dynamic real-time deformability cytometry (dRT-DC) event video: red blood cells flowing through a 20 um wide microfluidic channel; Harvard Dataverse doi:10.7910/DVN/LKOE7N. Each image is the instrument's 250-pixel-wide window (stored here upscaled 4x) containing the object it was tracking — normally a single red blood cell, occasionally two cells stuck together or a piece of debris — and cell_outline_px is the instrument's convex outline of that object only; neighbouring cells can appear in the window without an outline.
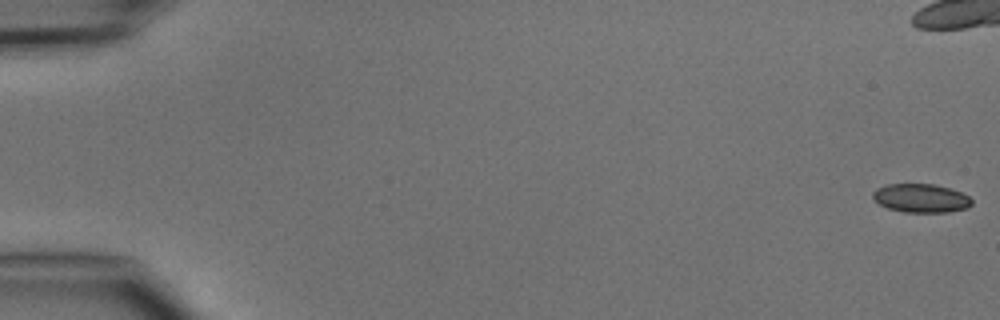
{"species": "common noctule bat (a hibernating species)", "species_latin": "Nyctalus noctula", "temperature_condition": "cold", "stored_images_in_passage": 6, "camera_frame_rate_fps": 3000, "um_per_image_px": 0.085, "animal": {"sex": "male", "body_mass_g": 15.6}, "frame": {"image": 1, "passage_image": 1, "time_ms": 0.0, "image_size_px": [1000, 320], "cell_outline_px": [[972, 204], [968, 208], [948, 212], [904, 212], [888, 208], [872, 200], [872, 192], [876, 188], [884, 184], [936, 184], [960, 192], [968, 196], [972, 200]], "centroid_in_image_um": [78.25, 16.84], "position_along_channel_um": 6.8, "area_um2": 16.65}}